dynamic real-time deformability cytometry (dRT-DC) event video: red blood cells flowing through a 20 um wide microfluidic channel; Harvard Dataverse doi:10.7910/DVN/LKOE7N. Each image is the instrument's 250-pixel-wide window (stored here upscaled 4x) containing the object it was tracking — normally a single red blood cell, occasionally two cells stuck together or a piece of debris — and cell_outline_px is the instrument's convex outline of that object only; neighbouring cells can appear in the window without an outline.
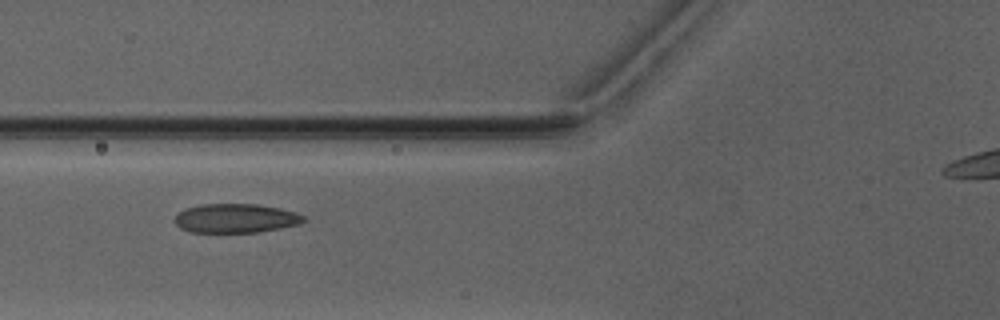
{"species": "Egyptian fruit bat (a non-hibernating species)", "species_latin": "Rousettus aegyptiacus", "temperature_condition": "warm", "stored_images_in_passage": 7, "camera_frame_rate_fps": 3000, "um_per_image_px": 0.085, "animal": {"sex": "male"}, "frame": {"image": 1, "passage_image": 5, "time_ms": 5.667, "image_size_px": [1000, 320], "cell_outline_px": [[308, 220], [300, 224], [260, 232], [192, 232], [180, 228], [172, 220], [184, 208], [200, 204], [256, 204], [280, 208], [296, 212], [304, 216]], "centroid_in_image_um": [20.05, 18.55], "position_along_channel_um": 105.8, "area_um2": 22.02}}
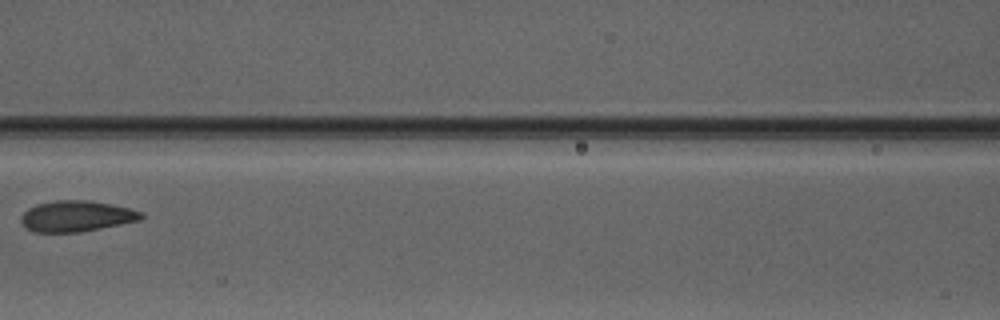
{"frame": {"image": 2, "passage_image": 6, "time_ms": 7.0, "image_size_px": [1000, 320], "cell_outline_px": [[144, 216], [140, 220], [80, 232], [32, 232], [20, 220], [20, 216], [28, 208], [36, 204], [56, 200], [88, 200], [112, 204], [128, 208], [140, 212]], "centroid_in_image_um": [6.46, 18.37], "position_along_channel_um": 160.1, "area_um2": 21.5}}
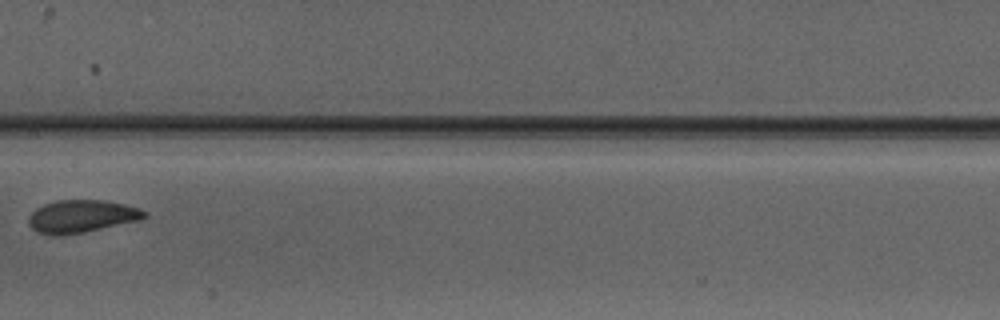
{"frame": {"image": 3, "passage_image": 7, "time_ms": 8.0, "image_size_px": [1000, 320], "cell_outline_px": [[148, 216], [140, 220], [84, 232], [64, 236], [52, 236], [36, 232], [32, 228], [28, 220], [28, 216], [36, 208], [44, 204], [56, 200], [104, 200], [124, 204], [140, 208], [148, 212]], "centroid_in_image_um": [6.93, 18.39], "position_along_channel_um": 200.5, "area_um2": 22.31}}